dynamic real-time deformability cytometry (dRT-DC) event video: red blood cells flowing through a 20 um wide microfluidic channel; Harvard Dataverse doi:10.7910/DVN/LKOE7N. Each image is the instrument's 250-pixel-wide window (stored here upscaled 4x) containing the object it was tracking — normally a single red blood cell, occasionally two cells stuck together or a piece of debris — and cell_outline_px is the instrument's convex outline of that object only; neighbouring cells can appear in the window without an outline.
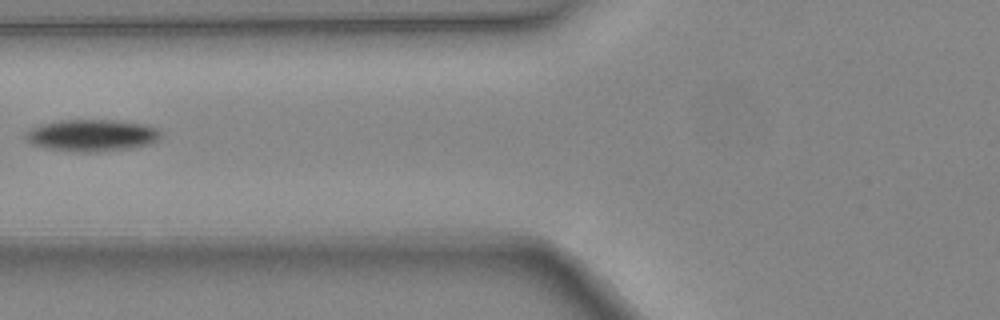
{"species": "common noctule bat (a hibernating species)", "species_latin": "Nyctalus noctula", "temperature_condition": "warm", "stored_images_in_passage": 5, "camera_frame_rate_fps": 3000, "um_per_image_px": 0.085, "animal": {"sex": "female", "body_mass_g": 24.6, "forearm_length_mm": 56.2}, "frame": {"image": 1, "passage_image": 5, "time_ms": 1.333, "image_size_px": [1000, 320], "cell_outline_px": [[160, 136], [152, 144], [132, 148], [96, 152], [80, 152], [48, 148], [32, 144], [24, 136], [24, 132], [40, 124], [56, 120], [112, 120], [140, 124], [156, 128], [160, 132]], "centroid_in_image_um": [7.77, 11.51], "position_along_channel_um": 118.0, "area_um2": 24.97}}